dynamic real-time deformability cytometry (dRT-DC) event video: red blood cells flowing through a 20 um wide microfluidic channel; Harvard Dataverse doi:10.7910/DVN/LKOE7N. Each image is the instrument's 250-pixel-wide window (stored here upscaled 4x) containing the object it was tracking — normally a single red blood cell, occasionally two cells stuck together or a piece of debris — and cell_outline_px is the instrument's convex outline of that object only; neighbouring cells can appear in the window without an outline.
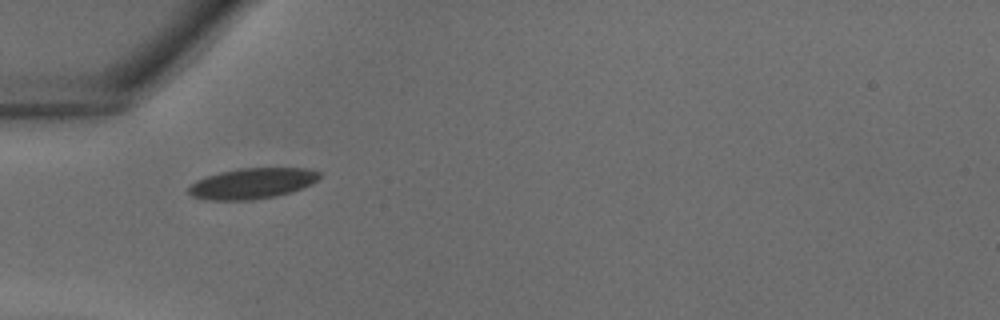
{"species": "common noctule bat (a hibernating species)", "species_latin": "Nyctalus noctula", "temperature_condition": "warm", "stored_images_in_passage": 24, "camera_frame_rate_fps": 3000, "um_per_image_px": 0.085, "animal": {"sex": "male", "body_mass_g": 18.8}, "frame": {"image": 1, "passage_image": 1, "time_ms": 0.0, "image_size_px": [1000, 320], "cell_outline_px": [[324, 172], [312, 184], [292, 192], [276, 196], [252, 200], [208, 200], [192, 196], [188, 192], [188, 188], [196, 180], [220, 172], [240, 168], [308, 168]], "centroid_in_image_um": [21.48, 15.59], "position_along_channel_um": 63.5, "area_um2": 23.52}}
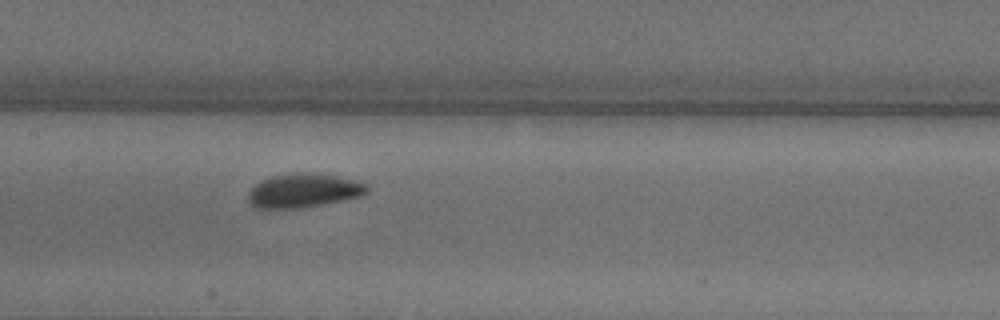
{"frame": {"image": 2, "passage_image": 8, "time_ms": 2.333, "image_size_px": [1000, 320], "cell_outline_px": [[368, 192], [360, 196], [300, 208], [256, 208], [248, 200], [248, 192], [256, 184], [272, 176], [336, 176], [360, 180], [368, 184]], "centroid_in_image_um": [25.84, 16.25], "position_along_channel_um": 181.6, "area_um2": 22.25}}
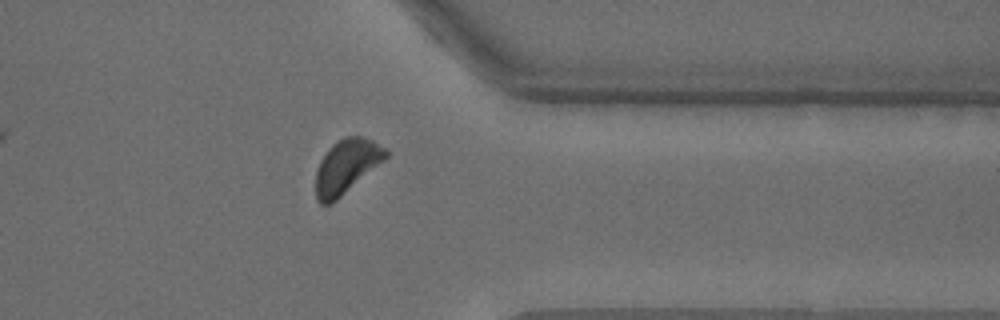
{"frame": {"image": 3, "passage_image": 20, "time_ms": 6.333, "image_size_px": [1000, 320], "cell_outline_px": [[388, 156], [384, 160], [332, 204], [320, 204], [316, 200], [316, 172], [320, 160], [328, 148], [336, 140], [344, 136], [360, 136], [372, 140], [388, 148]], "centroid_in_image_um": [29.44, 14.13], "position_along_channel_um": 382.0, "area_um2": 22.14}}